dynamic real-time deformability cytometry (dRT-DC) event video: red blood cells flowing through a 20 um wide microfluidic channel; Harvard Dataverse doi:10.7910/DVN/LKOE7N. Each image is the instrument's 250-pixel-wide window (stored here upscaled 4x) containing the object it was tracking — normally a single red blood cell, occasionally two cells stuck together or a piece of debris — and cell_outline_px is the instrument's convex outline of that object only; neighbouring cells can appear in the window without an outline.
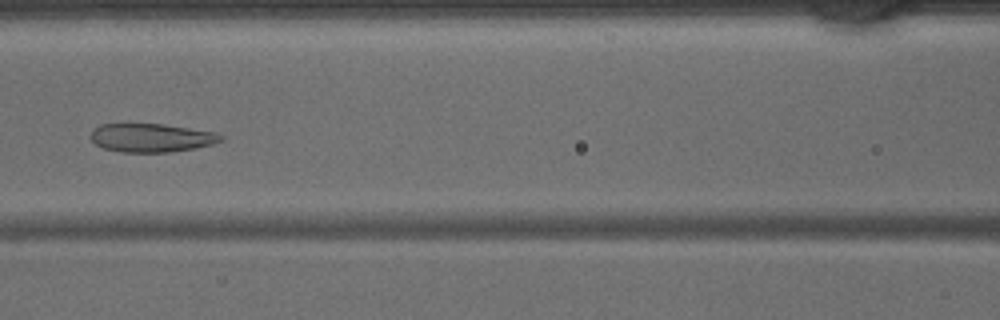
{"species": "common noctule bat (a hibernating species)", "species_latin": "Nyctalus noctula", "temperature_condition": "warm", "stored_images_in_passage": 34, "camera_frame_rate_fps": 3000, "um_per_image_px": 0.085, "animal": {"sex": "male", "body_mass_g": 15.6}, "frame": {"image": 1, "passage_image": 10, "time_ms": 3.0, "image_size_px": [1000, 320], "cell_outline_px": [[224, 140], [212, 144], [196, 148], [168, 152], [120, 152], [104, 148], [96, 144], [88, 136], [92, 128], [100, 124], [164, 124], [216, 132], [224, 136]], "centroid_in_image_um": [12.85, 11.7], "position_along_channel_um": 153.7, "area_um2": 21.85}}
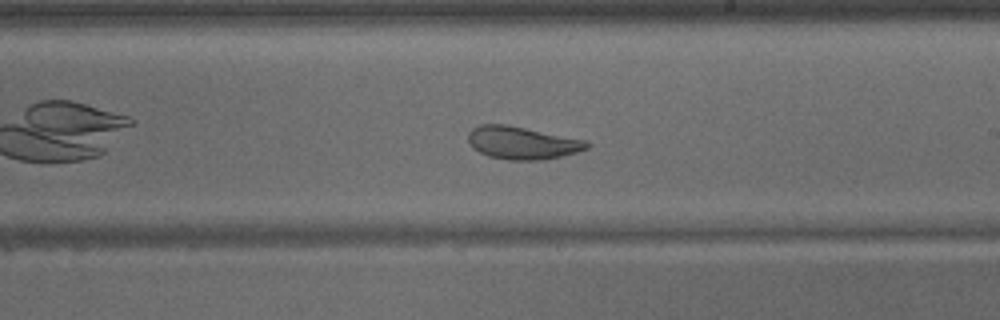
{"frame": {"image": 2, "passage_image": 16, "time_ms": 5.0, "image_size_px": [1000, 320], "cell_outline_px": [[592, 144], [588, 148], [576, 152], [560, 156], [540, 160], [508, 160], [488, 156], [472, 148], [468, 140], [468, 132], [472, 128], [480, 124], [504, 124], [588, 140]], "centroid_in_image_um": [44.38, 12.14], "position_along_channel_um": 244.6, "area_um2": 22.66}}
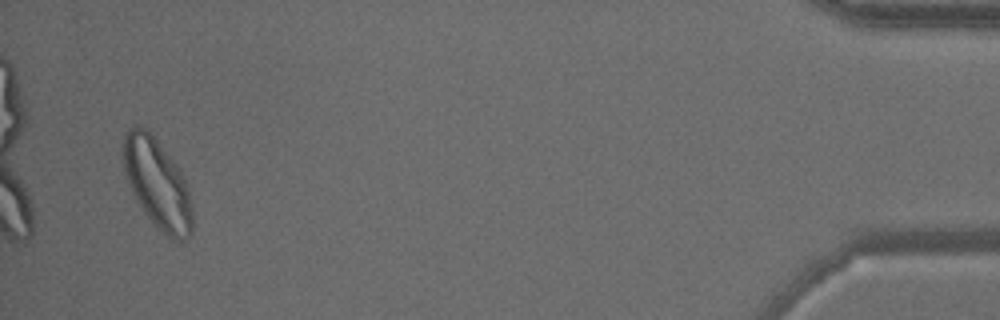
{"frame": {"image": 3, "passage_image": 33, "time_ms": 10.667, "image_size_px": [1000, 320], "cell_outline_px": [[192, 236], [184, 240], [172, 240], [156, 228], [144, 212], [136, 200], [124, 176], [120, 152], [124, 136], [128, 128], [136, 124], [148, 128], [176, 164], [184, 176], [188, 192], [192, 212]], "centroid_in_image_um": [13.32, 15.58], "position_along_channel_um": 421.9, "area_um2": 36.93}}